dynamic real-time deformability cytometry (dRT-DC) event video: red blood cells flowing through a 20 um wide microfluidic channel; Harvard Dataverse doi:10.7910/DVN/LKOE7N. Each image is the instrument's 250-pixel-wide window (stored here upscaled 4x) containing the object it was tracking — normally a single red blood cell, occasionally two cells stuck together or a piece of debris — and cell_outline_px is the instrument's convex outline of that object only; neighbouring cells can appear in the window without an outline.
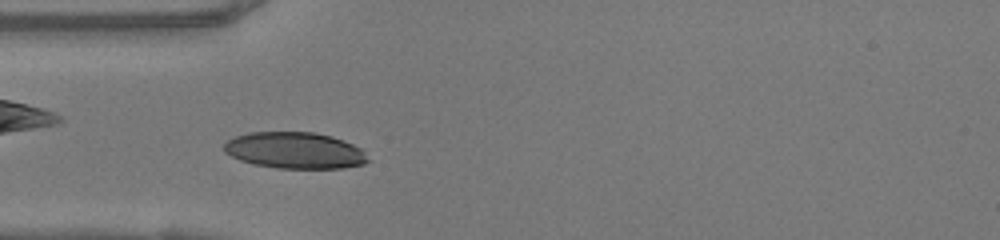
{"species": "human", "species_latin": "Homo sapiens", "temperature_condition": "warm", "stored_images_in_passage": 41, "camera_frame_rate_fps": 3000, "um_per_image_px": 0.085, "donor": {"sex": "female"}, "frame": {"image": 1, "passage_image": 8, "time_ms": 2.333, "image_size_px": [1000, 240], "cell_outline_px": [[372, 160], [364, 164], [344, 168], [276, 168], [256, 164], [240, 160], [224, 152], [224, 144], [228, 140], [236, 136], [248, 132], [312, 132], [332, 136], [344, 140], [360, 148]], "centroid_in_image_um": [25.09, 12.78], "position_along_channel_um": 59.9, "area_um2": 30.58}}
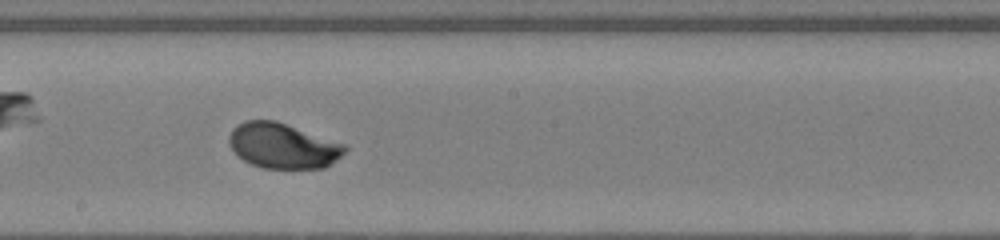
{"frame": {"image": 2, "passage_image": 20, "time_ms": 6.333, "image_size_px": [1000, 240], "cell_outline_px": [[348, 148], [340, 156], [324, 168], [264, 168], [252, 164], [244, 160], [232, 148], [228, 140], [228, 136], [232, 128], [244, 120], [276, 120], [348, 144]], "centroid_in_image_um": [24.07, 12.37], "position_along_channel_um": 224.1, "area_um2": 30.63}}
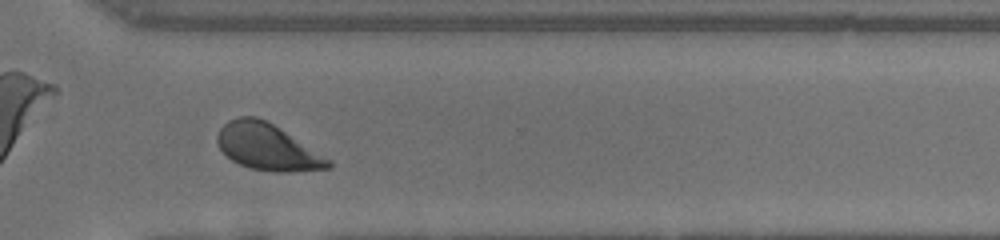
{"frame": {"image": 3, "passage_image": 29, "time_ms": 9.333, "image_size_px": [1000, 240], "cell_outline_px": [[332, 168], [292, 172], [272, 172], [252, 168], [240, 164], [232, 160], [220, 148], [216, 140], [216, 136], [220, 128], [228, 120], [240, 116], [256, 116], [272, 124], [332, 160]], "centroid_in_image_um": [22.73, 12.5], "position_along_channel_um": 347.9, "area_um2": 29.77}, "authors_computed_cell_mechanics": {"area_um2": 30.5762, "velocity_mm_per_s": 4.1251, "shape_relaxation_time_tau1_ms": 2.0938, "shape_relaxation_time_tau2_ms": null, "deformation_change_tau1": 0.134, "deformation_change_tau2": null}}